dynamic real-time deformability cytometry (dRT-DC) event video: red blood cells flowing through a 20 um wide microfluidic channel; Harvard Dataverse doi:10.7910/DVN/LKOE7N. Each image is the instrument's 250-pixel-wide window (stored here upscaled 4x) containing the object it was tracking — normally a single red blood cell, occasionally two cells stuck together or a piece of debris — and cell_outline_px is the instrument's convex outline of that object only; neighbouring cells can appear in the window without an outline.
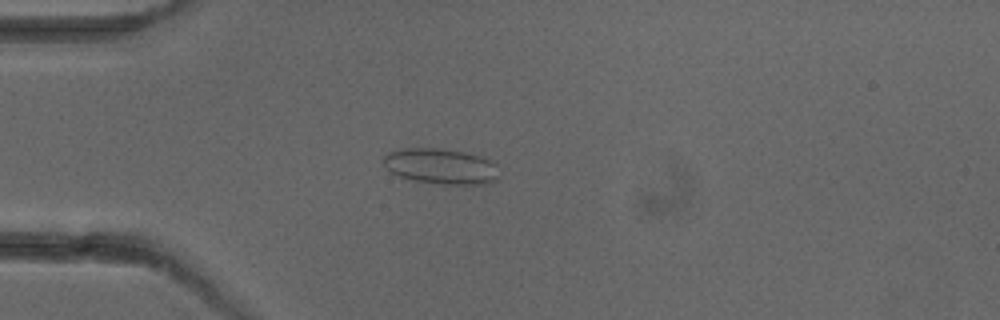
{"species": "common noctule bat (a hibernating species)", "species_latin": "Nyctalus noctula", "temperature_condition": "cold", "stored_images_in_passage": 3, "camera_frame_rate_fps": 3000, "um_per_image_px": 0.085, "animal": {"sex": "female"}, "frame": {"image": 1, "passage_image": 3, "time_ms": 3.333, "image_size_px": [1000, 320], "cell_outline_px": [[496, 180], [484, 184], [440, 184], [408, 180], [388, 172], [384, 164], [384, 156], [388, 152], [400, 148], [436, 148], [468, 152], [492, 160], [496, 164]], "centroid_in_image_um": [37.42, 14.13], "position_along_channel_um": 47.6, "area_um2": 24.28}}